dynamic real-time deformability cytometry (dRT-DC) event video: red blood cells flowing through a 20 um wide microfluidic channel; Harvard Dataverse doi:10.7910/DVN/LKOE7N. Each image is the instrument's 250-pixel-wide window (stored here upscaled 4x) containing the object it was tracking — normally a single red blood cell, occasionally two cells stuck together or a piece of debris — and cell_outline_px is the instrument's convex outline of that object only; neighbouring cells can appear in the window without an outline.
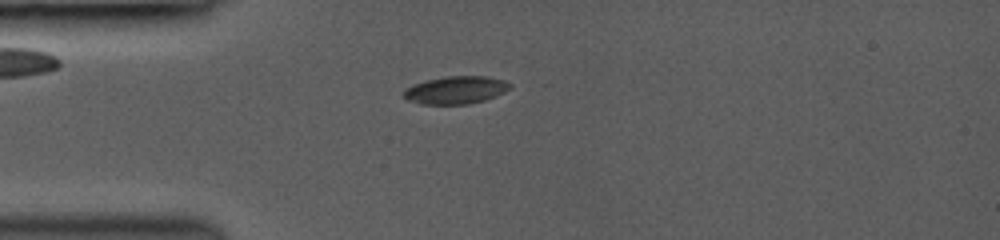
{"species": "common noctule bat (a hibernating species)", "species_latin": "Nyctalus noctula", "temperature_condition": "room temperature", "stored_images_in_passage": 9, "camera_frame_rate_fps": 3000, "um_per_image_px": 0.085, "animal": {"sex": "female", "body_mass_g": 19.0, "forearm_length_mm": 53.3}, "frame": {"image": 1, "passage_image": 1, "time_ms": 0.0, "image_size_px": [1000, 240], "cell_outline_px": [[512, 88], [496, 96], [484, 100], [468, 104], [420, 104], [408, 100], [404, 96], [404, 88], [412, 84], [444, 76], [484, 76], [504, 80], [512, 84]], "centroid_in_image_um": [38.75, 7.65], "position_along_channel_um": 46.3, "area_um2": 17.22}}
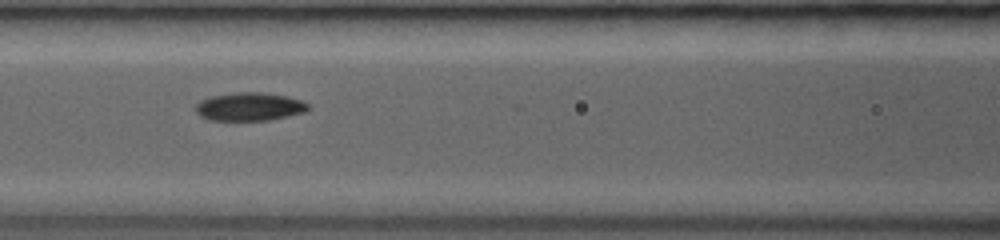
{"frame": {"image": 2, "passage_image": 5, "time_ms": 2.667, "image_size_px": [1000, 240], "cell_outline_px": [[308, 108], [304, 112], [288, 116], [268, 120], [208, 120], [200, 116], [196, 112], [196, 104], [200, 100], [212, 96], [240, 92], [260, 92], [288, 96], [300, 100], [308, 104]], "centroid_in_image_um": [21.18, 9.07], "position_along_channel_um": 145.4, "area_um2": 18.38}}
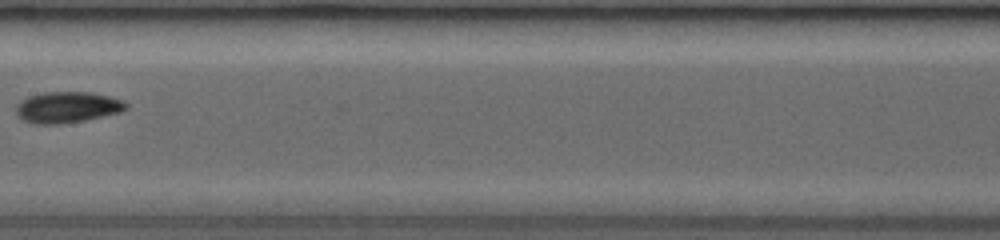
{"frame": {"image": 3, "passage_image": 7, "time_ms": 4.0, "image_size_px": [1000, 240], "cell_outline_px": [[128, 108], [120, 112], [84, 120], [60, 124], [36, 124], [24, 120], [16, 112], [16, 104], [20, 100], [28, 96], [44, 92], [88, 92], [108, 96], [124, 100], [128, 104]], "centroid_in_image_um": [5.72, 9.11], "position_along_channel_um": 201.7, "area_um2": 19.88}}